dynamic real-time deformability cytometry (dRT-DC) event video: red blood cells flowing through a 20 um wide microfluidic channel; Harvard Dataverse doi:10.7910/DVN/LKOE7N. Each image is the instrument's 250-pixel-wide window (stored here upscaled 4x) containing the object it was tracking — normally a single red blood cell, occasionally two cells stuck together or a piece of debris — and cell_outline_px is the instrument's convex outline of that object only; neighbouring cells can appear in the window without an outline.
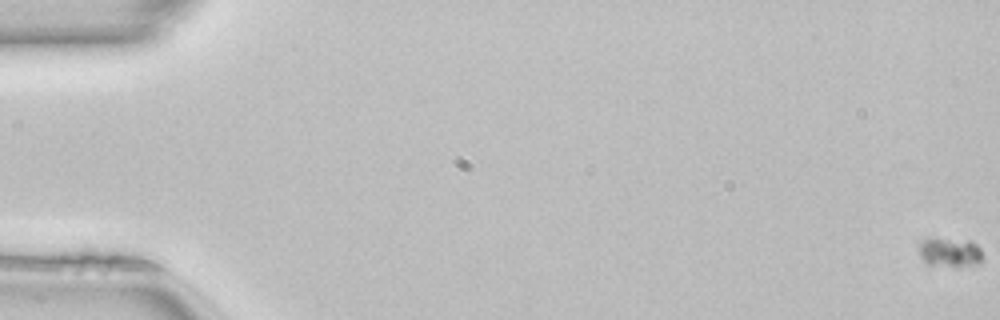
{"species": "common noctule bat (a hibernating species)", "species_latin": "Nyctalus noctula", "temperature_condition": "room temperature", "stored_images_in_passage": 14, "camera_frame_rate_fps": 3000, "um_per_image_px": 0.085, "animal": {"sex": "female", "body_mass_g": 22.7, "forearm_length_mm": 54.2}, "frame": {"image": 1, "passage_image": 1, "time_ms": 0.0, "image_size_px": [1000, 320], "cell_outline_px": [[980, 264], [924, 264], [920, 256], [920, 240], [932, 236], [936, 236], [968, 240], [976, 244], [980, 248]], "centroid_in_image_um": [80.66, 21.35], "position_along_channel_um": 4.3, "area_um2": 10.75}}